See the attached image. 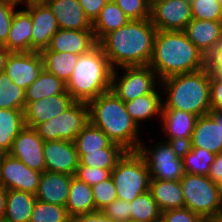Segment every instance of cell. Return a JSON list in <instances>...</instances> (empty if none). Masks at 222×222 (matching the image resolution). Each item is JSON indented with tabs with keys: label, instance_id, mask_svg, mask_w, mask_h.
I'll return each mask as SVG.
<instances>
[{
	"label": "cell",
	"instance_id": "1",
	"mask_svg": "<svg viewBox=\"0 0 222 222\" xmlns=\"http://www.w3.org/2000/svg\"><path fill=\"white\" fill-rule=\"evenodd\" d=\"M157 29L150 18L129 20L119 29L106 34L98 44L112 69L116 67L148 66L150 64Z\"/></svg>",
	"mask_w": 222,
	"mask_h": 222
},
{
	"label": "cell",
	"instance_id": "2",
	"mask_svg": "<svg viewBox=\"0 0 222 222\" xmlns=\"http://www.w3.org/2000/svg\"><path fill=\"white\" fill-rule=\"evenodd\" d=\"M203 56L183 31L157 30L149 66L161 81L203 69Z\"/></svg>",
	"mask_w": 222,
	"mask_h": 222
},
{
	"label": "cell",
	"instance_id": "3",
	"mask_svg": "<svg viewBox=\"0 0 222 222\" xmlns=\"http://www.w3.org/2000/svg\"><path fill=\"white\" fill-rule=\"evenodd\" d=\"M89 122L126 151H137L142 139L139 128L128 114L124 102L108 91L89 101ZM141 139V140H140Z\"/></svg>",
	"mask_w": 222,
	"mask_h": 222
},
{
	"label": "cell",
	"instance_id": "4",
	"mask_svg": "<svg viewBox=\"0 0 222 222\" xmlns=\"http://www.w3.org/2000/svg\"><path fill=\"white\" fill-rule=\"evenodd\" d=\"M210 78L211 75L201 69L161 80L159 89L162 88L166 96L162 109H176L198 117L208 114L211 110Z\"/></svg>",
	"mask_w": 222,
	"mask_h": 222
},
{
	"label": "cell",
	"instance_id": "5",
	"mask_svg": "<svg viewBox=\"0 0 222 222\" xmlns=\"http://www.w3.org/2000/svg\"><path fill=\"white\" fill-rule=\"evenodd\" d=\"M112 67L99 44L79 55L66 91L74 101L88 103L111 89Z\"/></svg>",
	"mask_w": 222,
	"mask_h": 222
},
{
	"label": "cell",
	"instance_id": "6",
	"mask_svg": "<svg viewBox=\"0 0 222 222\" xmlns=\"http://www.w3.org/2000/svg\"><path fill=\"white\" fill-rule=\"evenodd\" d=\"M180 184L186 208L204 220L221 217L220 185L208 176L189 173L184 174Z\"/></svg>",
	"mask_w": 222,
	"mask_h": 222
},
{
	"label": "cell",
	"instance_id": "7",
	"mask_svg": "<svg viewBox=\"0 0 222 222\" xmlns=\"http://www.w3.org/2000/svg\"><path fill=\"white\" fill-rule=\"evenodd\" d=\"M117 199L132 202L149 190L151 177L145 160L137 151H126L111 171Z\"/></svg>",
	"mask_w": 222,
	"mask_h": 222
},
{
	"label": "cell",
	"instance_id": "8",
	"mask_svg": "<svg viewBox=\"0 0 222 222\" xmlns=\"http://www.w3.org/2000/svg\"><path fill=\"white\" fill-rule=\"evenodd\" d=\"M157 144L150 149L142 141L137 150L146 162L151 179L179 181L185 174L182 146L165 140Z\"/></svg>",
	"mask_w": 222,
	"mask_h": 222
},
{
	"label": "cell",
	"instance_id": "9",
	"mask_svg": "<svg viewBox=\"0 0 222 222\" xmlns=\"http://www.w3.org/2000/svg\"><path fill=\"white\" fill-rule=\"evenodd\" d=\"M88 123V104L74 101L62 114L38 124L34 129L44 142L55 140L74 142L77 135Z\"/></svg>",
	"mask_w": 222,
	"mask_h": 222
},
{
	"label": "cell",
	"instance_id": "10",
	"mask_svg": "<svg viewBox=\"0 0 222 222\" xmlns=\"http://www.w3.org/2000/svg\"><path fill=\"white\" fill-rule=\"evenodd\" d=\"M121 69L123 71L121 75L118 74V69L112 71L110 91L123 102L152 93L157 84L160 85L156 72L149 65L121 67Z\"/></svg>",
	"mask_w": 222,
	"mask_h": 222
},
{
	"label": "cell",
	"instance_id": "11",
	"mask_svg": "<svg viewBox=\"0 0 222 222\" xmlns=\"http://www.w3.org/2000/svg\"><path fill=\"white\" fill-rule=\"evenodd\" d=\"M41 173L32 170L9 153L0 154V185L7 190L36 193Z\"/></svg>",
	"mask_w": 222,
	"mask_h": 222
},
{
	"label": "cell",
	"instance_id": "12",
	"mask_svg": "<svg viewBox=\"0 0 222 222\" xmlns=\"http://www.w3.org/2000/svg\"><path fill=\"white\" fill-rule=\"evenodd\" d=\"M192 19L188 0H165L150 9V20L157 30L183 31Z\"/></svg>",
	"mask_w": 222,
	"mask_h": 222
},
{
	"label": "cell",
	"instance_id": "13",
	"mask_svg": "<svg viewBox=\"0 0 222 222\" xmlns=\"http://www.w3.org/2000/svg\"><path fill=\"white\" fill-rule=\"evenodd\" d=\"M189 148H203L215 155L222 153V110L211 109L197 118Z\"/></svg>",
	"mask_w": 222,
	"mask_h": 222
},
{
	"label": "cell",
	"instance_id": "14",
	"mask_svg": "<svg viewBox=\"0 0 222 222\" xmlns=\"http://www.w3.org/2000/svg\"><path fill=\"white\" fill-rule=\"evenodd\" d=\"M44 69L40 52H10L4 72L12 83L26 90Z\"/></svg>",
	"mask_w": 222,
	"mask_h": 222
},
{
	"label": "cell",
	"instance_id": "15",
	"mask_svg": "<svg viewBox=\"0 0 222 222\" xmlns=\"http://www.w3.org/2000/svg\"><path fill=\"white\" fill-rule=\"evenodd\" d=\"M24 9L32 20L31 52H41L49 46L59 27L52 9L46 2L29 3Z\"/></svg>",
	"mask_w": 222,
	"mask_h": 222
},
{
	"label": "cell",
	"instance_id": "16",
	"mask_svg": "<svg viewBox=\"0 0 222 222\" xmlns=\"http://www.w3.org/2000/svg\"><path fill=\"white\" fill-rule=\"evenodd\" d=\"M44 141L34 128L25 126L14 139L12 148L8 152L25 165L37 172L46 171L43 154Z\"/></svg>",
	"mask_w": 222,
	"mask_h": 222
},
{
	"label": "cell",
	"instance_id": "17",
	"mask_svg": "<svg viewBox=\"0 0 222 222\" xmlns=\"http://www.w3.org/2000/svg\"><path fill=\"white\" fill-rule=\"evenodd\" d=\"M43 154L47 171L75 175L79 166V155L74 142L45 141Z\"/></svg>",
	"mask_w": 222,
	"mask_h": 222
},
{
	"label": "cell",
	"instance_id": "18",
	"mask_svg": "<svg viewBox=\"0 0 222 222\" xmlns=\"http://www.w3.org/2000/svg\"><path fill=\"white\" fill-rule=\"evenodd\" d=\"M74 100L66 91L37 101L26 102L24 109L25 126L35 128L38 124L62 114Z\"/></svg>",
	"mask_w": 222,
	"mask_h": 222
},
{
	"label": "cell",
	"instance_id": "19",
	"mask_svg": "<svg viewBox=\"0 0 222 222\" xmlns=\"http://www.w3.org/2000/svg\"><path fill=\"white\" fill-rule=\"evenodd\" d=\"M197 118L198 116L192 113L176 109H162L159 119L162 120L164 134L167 137L165 141L187 146L191 141Z\"/></svg>",
	"mask_w": 222,
	"mask_h": 222
},
{
	"label": "cell",
	"instance_id": "20",
	"mask_svg": "<svg viewBox=\"0 0 222 222\" xmlns=\"http://www.w3.org/2000/svg\"><path fill=\"white\" fill-rule=\"evenodd\" d=\"M97 44L93 30H66L59 28L51 38L49 46L42 51L70 52L81 55L90 51Z\"/></svg>",
	"mask_w": 222,
	"mask_h": 222
},
{
	"label": "cell",
	"instance_id": "21",
	"mask_svg": "<svg viewBox=\"0 0 222 222\" xmlns=\"http://www.w3.org/2000/svg\"><path fill=\"white\" fill-rule=\"evenodd\" d=\"M72 177L68 174L47 170L42 172L38 189L35 193L36 199L65 207Z\"/></svg>",
	"mask_w": 222,
	"mask_h": 222
},
{
	"label": "cell",
	"instance_id": "22",
	"mask_svg": "<svg viewBox=\"0 0 222 222\" xmlns=\"http://www.w3.org/2000/svg\"><path fill=\"white\" fill-rule=\"evenodd\" d=\"M60 29L92 30V23L86 17L78 0H47Z\"/></svg>",
	"mask_w": 222,
	"mask_h": 222
},
{
	"label": "cell",
	"instance_id": "23",
	"mask_svg": "<svg viewBox=\"0 0 222 222\" xmlns=\"http://www.w3.org/2000/svg\"><path fill=\"white\" fill-rule=\"evenodd\" d=\"M183 32L205 54L222 39V21L192 19Z\"/></svg>",
	"mask_w": 222,
	"mask_h": 222
},
{
	"label": "cell",
	"instance_id": "24",
	"mask_svg": "<svg viewBox=\"0 0 222 222\" xmlns=\"http://www.w3.org/2000/svg\"><path fill=\"white\" fill-rule=\"evenodd\" d=\"M32 20L25 9L16 10L4 45L10 52H31Z\"/></svg>",
	"mask_w": 222,
	"mask_h": 222
},
{
	"label": "cell",
	"instance_id": "25",
	"mask_svg": "<svg viewBox=\"0 0 222 222\" xmlns=\"http://www.w3.org/2000/svg\"><path fill=\"white\" fill-rule=\"evenodd\" d=\"M149 191L161 212L185 207L180 180L151 179Z\"/></svg>",
	"mask_w": 222,
	"mask_h": 222
},
{
	"label": "cell",
	"instance_id": "26",
	"mask_svg": "<svg viewBox=\"0 0 222 222\" xmlns=\"http://www.w3.org/2000/svg\"><path fill=\"white\" fill-rule=\"evenodd\" d=\"M65 207L71 219L96 212L91 186L73 176Z\"/></svg>",
	"mask_w": 222,
	"mask_h": 222
},
{
	"label": "cell",
	"instance_id": "27",
	"mask_svg": "<svg viewBox=\"0 0 222 222\" xmlns=\"http://www.w3.org/2000/svg\"><path fill=\"white\" fill-rule=\"evenodd\" d=\"M157 89L158 88H156L152 93L124 102L128 114L138 127H140L139 122L142 123V121H146V119L152 120L154 116L161 117L163 108V92L159 93Z\"/></svg>",
	"mask_w": 222,
	"mask_h": 222
},
{
	"label": "cell",
	"instance_id": "28",
	"mask_svg": "<svg viewBox=\"0 0 222 222\" xmlns=\"http://www.w3.org/2000/svg\"><path fill=\"white\" fill-rule=\"evenodd\" d=\"M36 196L34 194L7 190V200L2 222H30Z\"/></svg>",
	"mask_w": 222,
	"mask_h": 222
},
{
	"label": "cell",
	"instance_id": "29",
	"mask_svg": "<svg viewBox=\"0 0 222 222\" xmlns=\"http://www.w3.org/2000/svg\"><path fill=\"white\" fill-rule=\"evenodd\" d=\"M129 20L113 0H108L92 23V30L96 41L99 42L109 32L126 25Z\"/></svg>",
	"mask_w": 222,
	"mask_h": 222
},
{
	"label": "cell",
	"instance_id": "30",
	"mask_svg": "<svg viewBox=\"0 0 222 222\" xmlns=\"http://www.w3.org/2000/svg\"><path fill=\"white\" fill-rule=\"evenodd\" d=\"M24 127L23 110L0 109V154L11 150L14 139Z\"/></svg>",
	"mask_w": 222,
	"mask_h": 222
},
{
	"label": "cell",
	"instance_id": "31",
	"mask_svg": "<svg viewBox=\"0 0 222 222\" xmlns=\"http://www.w3.org/2000/svg\"><path fill=\"white\" fill-rule=\"evenodd\" d=\"M25 91V101L32 102L65 93L66 83L43 69L38 78Z\"/></svg>",
	"mask_w": 222,
	"mask_h": 222
},
{
	"label": "cell",
	"instance_id": "32",
	"mask_svg": "<svg viewBox=\"0 0 222 222\" xmlns=\"http://www.w3.org/2000/svg\"><path fill=\"white\" fill-rule=\"evenodd\" d=\"M44 69L67 83L76 66L79 55L70 52L41 51Z\"/></svg>",
	"mask_w": 222,
	"mask_h": 222
},
{
	"label": "cell",
	"instance_id": "33",
	"mask_svg": "<svg viewBox=\"0 0 222 222\" xmlns=\"http://www.w3.org/2000/svg\"><path fill=\"white\" fill-rule=\"evenodd\" d=\"M215 154L203 148L182 146L181 157L185 173L208 176Z\"/></svg>",
	"mask_w": 222,
	"mask_h": 222
},
{
	"label": "cell",
	"instance_id": "34",
	"mask_svg": "<svg viewBox=\"0 0 222 222\" xmlns=\"http://www.w3.org/2000/svg\"><path fill=\"white\" fill-rule=\"evenodd\" d=\"M113 142L101 129L95 127L90 122L81 130L74 140L79 158L89 152L100 151L109 147Z\"/></svg>",
	"mask_w": 222,
	"mask_h": 222
},
{
	"label": "cell",
	"instance_id": "35",
	"mask_svg": "<svg viewBox=\"0 0 222 222\" xmlns=\"http://www.w3.org/2000/svg\"><path fill=\"white\" fill-rule=\"evenodd\" d=\"M125 152L126 150H124L119 144L112 143L109 147L102 148L100 151L83 154L79 158V165L109 169L112 171L115 168L117 161L124 155Z\"/></svg>",
	"mask_w": 222,
	"mask_h": 222
},
{
	"label": "cell",
	"instance_id": "36",
	"mask_svg": "<svg viewBox=\"0 0 222 222\" xmlns=\"http://www.w3.org/2000/svg\"><path fill=\"white\" fill-rule=\"evenodd\" d=\"M130 211L133 222H161V211L149 190L130 202Z\"/></svg>",
	"mask_w": 222,
	"mask_h": 222
},
{
	"label": "cell",
	"instance_id": "37",
	"mask_svg": "<svg viewBox=\"0 0 222 222\" xmlns=\"http://www.w3.org/2000/svg\"><path fill=\"white\" fill-rule=\"evenodd\" d=\"M26 91L12 83V79L5 73H0V109L23 110L26 107Z\"/></svg>",
	"mask_w": 222,
	"mask_h": 222
},
{
	"label": "cell",
	"instance_id": "38",
	"mask_svg": "<svg viewBox=\"0 0 222 222\" xmlns=\"http://www.w3.org/2000/svg\"><path fill=\"white\" fill-rule=\"evenodd\" d=\"M30 222H72L66 207L36 199Z\"/></svg>",
	"mask_w": 222,
	"mask_h": 222
},
{
	"label": "cell",
	"instance_id": "39",
	"mask_svg": "<svg viewBox=\"0 0 222 222\" xmlns=\"http://www.w3.org/2000/svg\"><path fill=\"white\" fill-rule=\"evenodd\" d=\"M193 19L222 21V0H190Z\"/></svg>",
	"mask_w": 222,
	"mask_h": 222
},
{
	"label": "cell",
	"instance_id": "40",
	"mask_svg": "<svg viewBox=\"0 0 222 222\" xmlns=\"http://www.w3.org/2000/svg\"><path fill=\"white\" fill-rule=\"evenodd\" d=\"M91 188L93 192L96 212L102 211L112 201L117 199L116 188L111 176L108 179L91 186Z\"/></svg>",
	"mask_w": 222,
	"mask_h": 222
},
{
	"label": "cell",
	"instance_id": "41",
	"mask_svg": "<svg viewBox=\"0 0 222 222\" xmlns=\"http://www.w3.org/2000/svg\"><path fill=\"white\" fill-rule=\"evenodd\" d=\"M130 20L150 18V8L146 0H113Z\"/></svg>",
	"mask_w": 222,
	"mask_h": 222
},
{
	"label": "cell",
	"instance_id": "42",
	"mask_svg": "<svg viewBox=\"0 0 222 222\" xmlns=\"http://www.w3.org/2000/svg\"><path fill=\"white\" fill-rule=\"evenodd\" d=\"M101 212L113 222L131 221L130 202L125 200L115 199Z\"/></svg>",
	"mask_w": 222,
	"mask_h": 222
},
{
	"label": "cell",
	"instance_id": "43",
	"mask_svg": "<svg viewBox=\"0 0 222 222\" xmlns=\"http://www.w3.org/2000/svg\"><path fill=\"white\" fill-rule=\"evenodd\" d=\"M203 69L210 75L222 74V39L203 54Z\"/></svg>",
	"mask_w": 222,
	"mask_h": 222
},
{
	"label": "cell",
	"instance_id": "44",
	"mask_svg": "<svg viewBox=\"0 0 222 222\" xmlns=\"http://www.w3.org/2000/svg\"><path fill=\"white\" fill-rule=\"evenodd\" d=\"M80 181L87 183L90 186L96 185L101 181L108 179L111 176L109 169H101L79 165L74 175Z\"/></svg>",
	"mask_w": 222,
	"mask_h": 222
},
{
	"label": "cell",
	"instance_id": "45",
	"mask_svg": "<svg viewBox=\"0 0 222 222\" xmlns=\"http://www.w3.org/2000/svg\"><path fill=\"white\" fill-rule=\"evenodd\" d=\"M16 7L12 3L0 1V45L2 46L6 44Z\"/></svg>",
	"mask_w": 222,
	"mask_h": 222
},
{
	"label": "cell",
	"instance_id": "46",
	"mask_svg": "<svg viewBox=\"0 0 222 222\" xmlns=\"http://www.w3.org/2000/svg\"><path fill=\"white\" fill-rule=\"evenodd\" d=\"M204 219L189 208H177L161 212V222H203Z\"/></svg>",
	"mask_w": 222,
	"mask_h": 222
},
{
	"label": "cell",
	"instance_id": "47",
	"mask_svg": "<svg viewBox=\"0 0 222 222\" xmlns=\"http://www.w3.org/2000/svg\"><path fill=\"white\" fill-rule=\"evenodd\" d=\"M210 104L211 109L222 110V77L220 75H211Z\"/></svg>",
	"mask_w": 222,
	"mask_h": 222
},
{
	"label": "cell",
	"instance_id": "48",
	"mask_svg": "<svg viewBox=\"0 0 222 222\" xmlns=\"http://www.w3.org/2000/svg\"><path fill=\"white\" fill-rule=\"evenodd\" d=\"M86 17L91 23L98 17L101 9L105 6L108 0H78Z\"/></svg>",
	"mask_w": 222,
	"mask_h": 222
},
{
	"label": "cell",
	"instance_id": "49",
	"mask_svg": "<svg viewBox=\"0 0 222 222\" xmlns=\"http://www.w3.org/2000/svg\"><path fill=\"white\" fill-rule=\"evenodd\" d=\"M208 177L215 184H222V153H219L215 156L214 161L211 164Z\"/></svg>",
	"mask_w": 222,
	"mask_h": 222
},
{
	"label": "cell",
	"instance_id": "50",
	"mask_svg": "<svg viewBox=\"0 0 222 222\" xmlns=\"http://www.w3.org/2000/svg\"><path fill=\"white\" fill-rule=\"evenodd\" d=\"M72 222H113L107 218L101 211L89 213L87 215L77 216Z\"/></svg>",
	"mask_w": 222,
	"mask_h": 222
},
{
	"label": "cell",
	"instance_id": "51",
	"mask_svg": "<svg viewBox=\"0 0 222 222\" xmlns=\"http://www.w3.org/2000/svg\"><path fill=\"white\" fill-rule=\"evenodd\" d=\"M7 200V189L0 185V222L4 219Z\"/></svg>",
	"mask_w": 222,
	"mask_h": 222
},
{
	"label": "cell",
	"instance_id": "52",
	"mask_svg": "<svg viewBox=\"0 0 222 222\" xmlns=\"http://www.w3.org/2000/svg\"><path fill=\"white\" fill-rule=\"evenodd\" d=\"M10 54V51L5 47L0 45V73L4 72L7 57Z\"/></svg>",
	"mask_w": 222,
	"mask_h": 222
},
{
	"label": "cell",
	"instance_id": "53",
	"mask_svg": "<svg viewBox=\"0 0 222 222\" xmlns=\"http://www.w3.org/2000/svg\"><path fill=\"white\" fill-rule=\"evenodd\" d=\"M149 8L151 9L153 6L157 5L158 3H161L165 0H146Z\"/></svg>",
	"mask_w": 222,
	"mask_h": 222
},
{
	"label": "cell",
	"instance_id": "54",
	"mask_svg": "<svg viewBox=\"0 0 222 222\" xmlns=\"http://www.w3.org/2000/svg\"><path fill=\"white\" fill-rule=\"evenodd\" d=\"M47 0H22V4L26 5L29 3H40V2H46Z\"/></svg>",
	"mask_w": 222,
	"mask_h": 222
},
{
	"label": "cell",
	"instance_id": "55",
	"mask_svg": "<svg viewBox=\"0 0 222 222\" xmlns=\"http://www.w3.org/2000/svg\"><path fill=\"white\" fill-rule=\"evenodd\" d=\"M0 1L9 2V3H12V4L16 5V6L22 5V0H0Z\"/></svg>",
	"mask_w": 222,
	"mask_h": 222
},
{
	"label": "cell",
	"instance_id": "56",
	"mask_svg": "<svg viewBox=\"0 0 222 222\" xmlns=\"http://www.w3.org/2000/svg\"><path fill=\"white\" fill-rule=\"evenodd\" d=\"M220 202L222 206V184L220 185Z\"/></svg>",
	"mask_w": 222,
	"mask_h": 222
},
{
	"label": "cell",
	"instance_id": "57",
	"mask_svg": "<svg viewBox=\"0 0 222 222\" xmlns=\"http://www.w3.org/2000/svg\"><path fill=\"white\" fill-rule=\"evenodd\" d=\"M203 222H221L219 219H214V220H204Z\"/></svg>",
	"mask_w": 222,
	"mask_h": 222
}]
</instances>
